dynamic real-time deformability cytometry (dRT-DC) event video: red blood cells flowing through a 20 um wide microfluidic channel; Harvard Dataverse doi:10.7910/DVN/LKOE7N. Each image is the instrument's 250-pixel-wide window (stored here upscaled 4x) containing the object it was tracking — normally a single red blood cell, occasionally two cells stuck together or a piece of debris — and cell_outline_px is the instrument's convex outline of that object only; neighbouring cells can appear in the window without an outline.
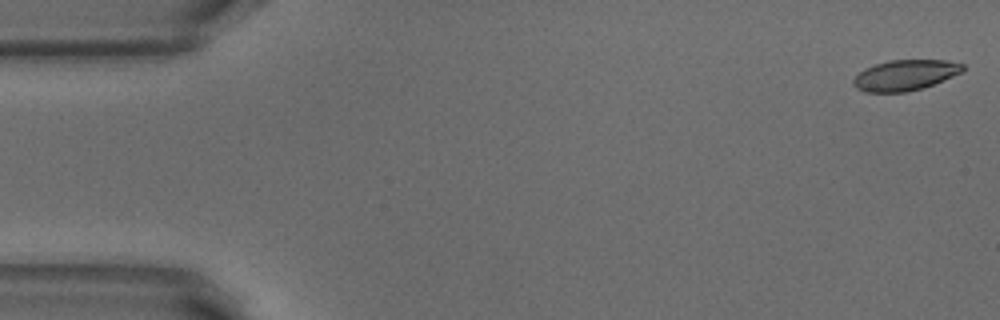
{"species": "common noctule bat (a hibernating species)", "species_latin": "Nyctalus noctula", "temperature_condition": "warm", "stored_images_in_passage": 52, "camera_frame_rate_fps": 3000, "um_per_image_px": 0.085, "animal": {"sex": "male", "body_mass_g": 18.8}, "frame": {"image": 1, "passage_image": 1, "time_ms": 0.0, "image_size_px": [1000, 320], "cell_outline_px": [[964, 68], [960, 72], [952, 76], [932, 84], [920, 88], [904, 92], [864, 92], [856, 88], [852, 84], [852, 80], [864, 68], [888, 60], [944, 60], [964, 64]], "centroid_in_image_um": [76.88, 6.38], "position_along_channel_um": 8.1, "area_um2": 19.25}}
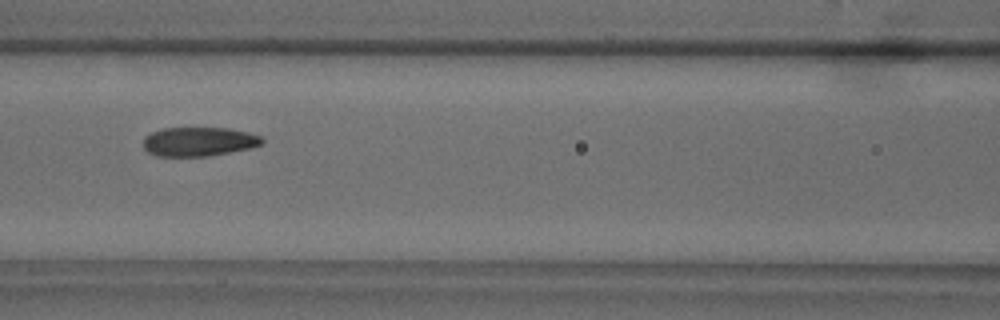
{"frame": {"image": 2, "passage_image": 22, "time_ms": 7.0, "image_size_px": [1000, 320], "cell_outline_px": [[264, 144], [248, 148], [208, 156], [156, 156], [148, 152], [144, 148], [144, 136], [152, 132], [164, 128], [228, 128], [248, 132], [264, 136]], "centroid_in_image_um": [16.92, 12.03], "position_along_channel_um": 149.7, "area_um2": 20.17}}
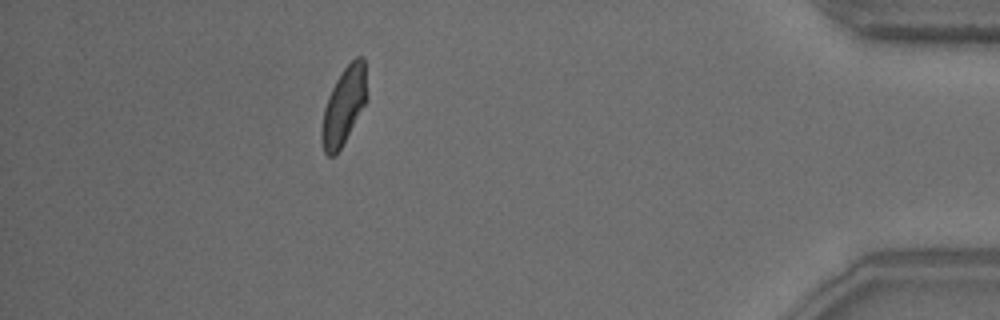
{"frame": {"image": 3, "passage_image": 46, "time_ms": 15.0, "image_size_px": [1000, 320], "cell_outline_px": [[368, 100], [340, 148], [332, 156], [328, 156], [324, 152], [320, 140], [320, 132], [324, 108], [328, 96], [336, 80], [344, 68], [356, 56], [364, 56], [368, 96]], "centroid_in_image_um": [29.24, 8.97], "position_along_channel_um": 406.0, "area_um2": 20.46}, "authors_computed_cell_mechanics": {"area_um2": 20.6924, "velocity_mm_per_s": 3.8571, "shape_relaxation_time_tau1_ms": 5.0879, "shape_relaxation_time_tau2_ms": 1.3728, "deformation_change_tau1": 0.1644, "deformation_change_tau2": 0.0611}}